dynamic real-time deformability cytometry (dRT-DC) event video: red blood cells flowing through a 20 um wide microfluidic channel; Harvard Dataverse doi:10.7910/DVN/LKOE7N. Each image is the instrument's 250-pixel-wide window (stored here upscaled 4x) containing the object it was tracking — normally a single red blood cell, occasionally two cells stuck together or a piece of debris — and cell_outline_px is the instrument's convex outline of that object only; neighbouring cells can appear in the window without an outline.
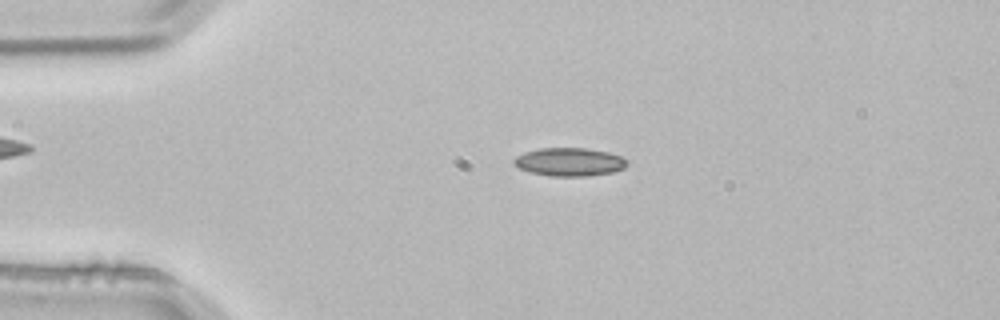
{"species": "common noctule bat (a hibernating species)", "species_latin": "Nyctalus noctula", "temperature_condition": "room temperature", "stored_images_in_passage": 52, "camera_frame_rate_fps": 3000, "um_per_image_px": 0.085, "animal": {"sex": "male", "body_mass_g": 21.5, "forearm_length_mm": 52.0}, "frame": {"image": 1, "passage_image": 11, "time_ms": 3.333, "image_size_px": [1000, 320], "cell_outline_px": [[628, 164], [624, 168], [612, 172], [584, 176], [548, 176], [532, 172], [520, 168], [512, 164], [512, 160], [516, 156], [524, 152], [540, 148], [588, 148], [608, 152], [620, 156], [628, 160]], "centroid_in_image_um": [48.39, 13.75], "position_along_channel_um": 36.6, "area_um2": 18.67}}
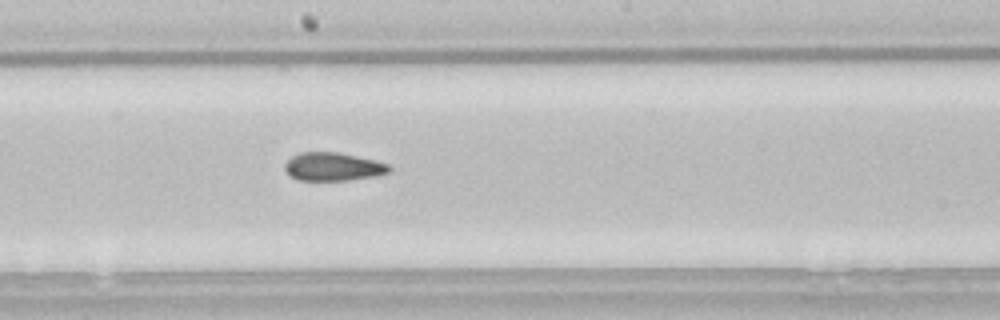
{"frame": {"image": 2, "passage_image": 28, "time_ms": 9.0, "image_size_px": [1000, 320], "cell_outline_px": [[392, 168], [388, 172], [376, 176], [348, 180], [300, 180], [292, 176], [284, 168], [284, 164], [292, 156], [300, 152], [336, 152], [376, 160], [388, 164]], "centroid_in_image_um": [28.33, 14.16], "position_along_channel_um": 219.9, "area_um2": 17.05}}
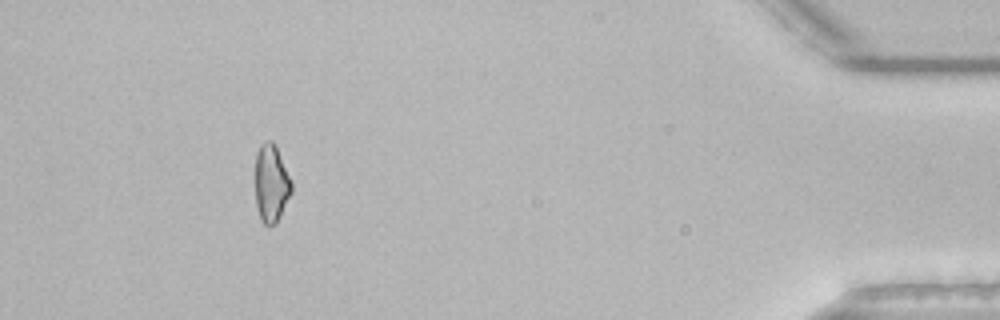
{"frame": {"image": 3, "passage_image": 48, "time_ms": 15.667, "image_size_px": [1000, 320], "cell_outline_px": [[292, 192], [276, 224], [264, 224], [260, 220], [256, 204], [256, 152], [260, 144], [264, 140], [272, 140], [276, 144], [292, 180]], "centroid_in_image_um": [23.07, 15.54], "position_along_channel_um": 412.1, "area_um2": 16.7}, "authors_computed_cell_mechanics": {"area_um2": 17.4845, "velocity_mm_per_s": 3.8441, "shape_relaxation_time_tau1_ms": null, "shape_relaxation_time_tau2_ms": 2.6936, "deformation_change_tau1": null, "deformation_change_tau2": 0.1034}}